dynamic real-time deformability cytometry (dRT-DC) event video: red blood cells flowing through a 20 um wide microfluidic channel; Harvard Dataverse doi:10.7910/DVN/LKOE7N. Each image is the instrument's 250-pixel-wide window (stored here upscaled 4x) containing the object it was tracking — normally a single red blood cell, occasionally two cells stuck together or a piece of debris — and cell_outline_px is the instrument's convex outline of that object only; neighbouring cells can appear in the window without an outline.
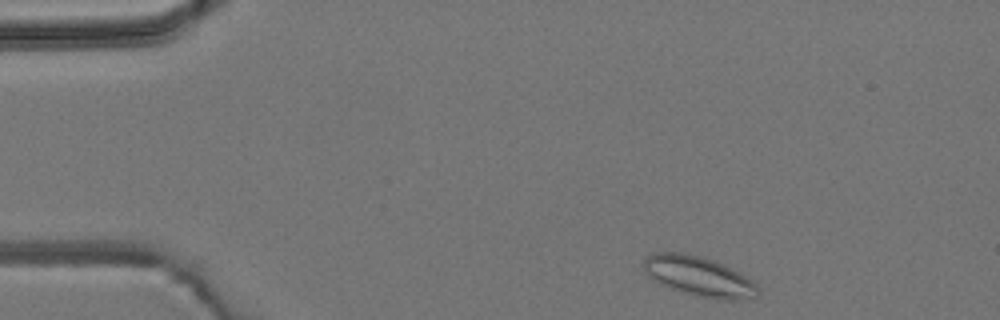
{"species": "common noctule bat (a hibernating species)", "species_latin": "Nyctalus noctula", "temperature_condition": "room temperature", "stored_images_in_passage": 5, "camera_frame_rate_fps": 3000, "um_per_image_px": 0.085, "animal": {"sex": "male", "body_mass_g": 19.2, "forearm_length_mm": 51.8}, "frame": {"image": 1, "passage_image": 1, "time_ms": 0.0, "image_size_px": [1000, 320], "cell_outline_px": [[760, 292], [756, 296], [736, 300], [720, 300], [696, 296], [680, 292], [660, 284], [652, 280], [644, 272], [640, 264], [644, 256], [652, 252], [684, 252], [700, 256], [724, 264], [740, 272], [752, 280], [760, 288]], "centroid_in_image_um": [59.34, 23.48], "position_along_channel_um": 25.7, "area_um2": 27.28}}
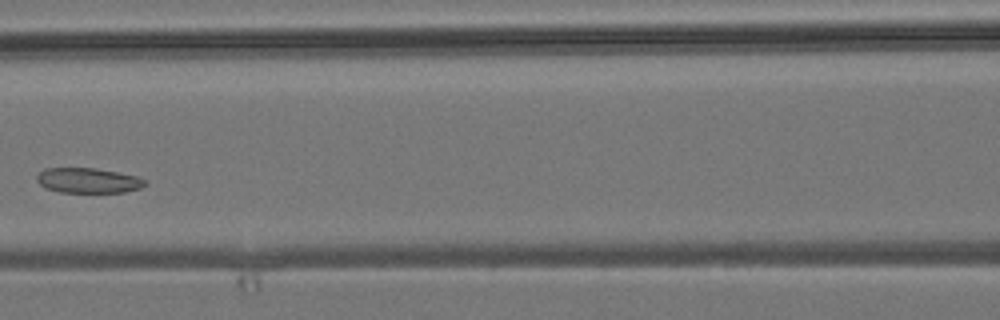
{"frame": {"image": 2, "passage_image": 5, "time_ms": 5.333, "image_size_px": [1000, 320], "cell_outline_px": [[144, 184], [140, 188], [124, 192], [60, 192], [44, 188], [36, 180], [36, 176], [44, 168], [96, 168], [136, 176], [144, 180]], "centroid_in_image_um": [7.42, 15.34], "position_along_channel_um": 159.2, "area_um2": 15.66}}